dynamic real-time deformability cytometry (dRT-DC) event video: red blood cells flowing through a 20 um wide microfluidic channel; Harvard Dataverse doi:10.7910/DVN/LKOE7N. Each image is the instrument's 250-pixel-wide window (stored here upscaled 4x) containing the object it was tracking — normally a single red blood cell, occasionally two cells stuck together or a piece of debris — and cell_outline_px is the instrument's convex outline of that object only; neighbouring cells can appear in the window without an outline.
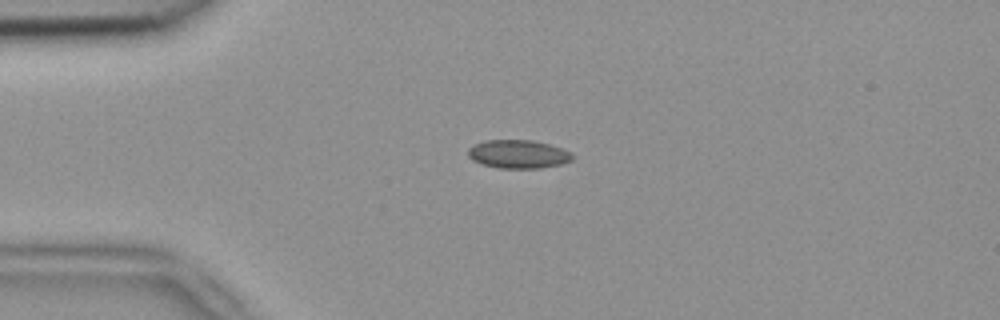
{"species": "common noctule bat (a hibernating species)", "species_latin": "Nyctalus noctula", "temperature_condition": "room temperature", "stored_images_in_passage": 7, "camera_frame_rate_fps": 3000, "um_per_image_px": 0.085, "animal": {"sex": "female", "body_mass_g": 18.4}, "frame": {"image": 1, "passage_image": 2, "time_ms": 0.333, "image_size_px": [1000, 320], "cell_outline_px": [[572, 160], [560, 164], [540, 168], [500, 168], [484, 164], [472, 160], [468, 156], [468, 148], [484, 140], [532, 140], [548, 144], [572, 152]], "centroid_in_image_um": [44.04, 13.1], "position_along_channel_um": 41.0, "area_um2": 17.11}}
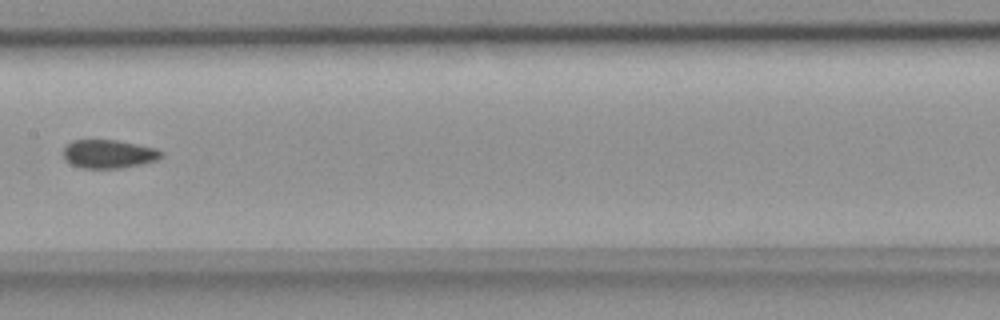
{"frame": {"image": 2, "passage_image": 6, "time_ms": 1.667, "image_size_px": [1000, 320], "cell_outline_px": [[164, 156], [156, 160], [140, 164], [120, 168], [80, 168], [64, 160], [64, 148], [72, 140], [116, 140], [156, 148], [164, 152]], "centroid_in_image_um": [9.25, 13.09], "position_along_channel_um": 198.2, "area_um2": 16.24}}
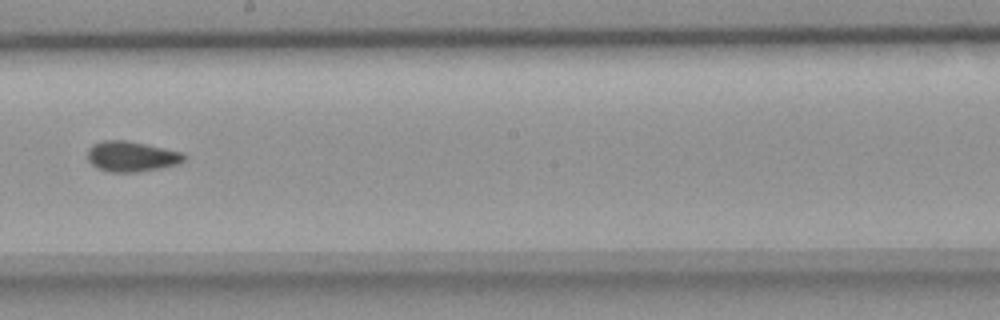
{"frame": {"image": 3, "passage_image": 7, "time_ms": 2.0, "image_size_px": [1000, 320], "cell_outline_px": [[188, 156], [184, 160], [176, 164], [160, 168], [136, 172], [108, 172], [92, 164], [88, 160], [88, 148], [92, 144], [104, 140], [128, 140], [180, 152]], "centroid_in_image_um": [11.15, 13.29], "position_along_channel_um": 237.0, "area_um2": 16.94}}